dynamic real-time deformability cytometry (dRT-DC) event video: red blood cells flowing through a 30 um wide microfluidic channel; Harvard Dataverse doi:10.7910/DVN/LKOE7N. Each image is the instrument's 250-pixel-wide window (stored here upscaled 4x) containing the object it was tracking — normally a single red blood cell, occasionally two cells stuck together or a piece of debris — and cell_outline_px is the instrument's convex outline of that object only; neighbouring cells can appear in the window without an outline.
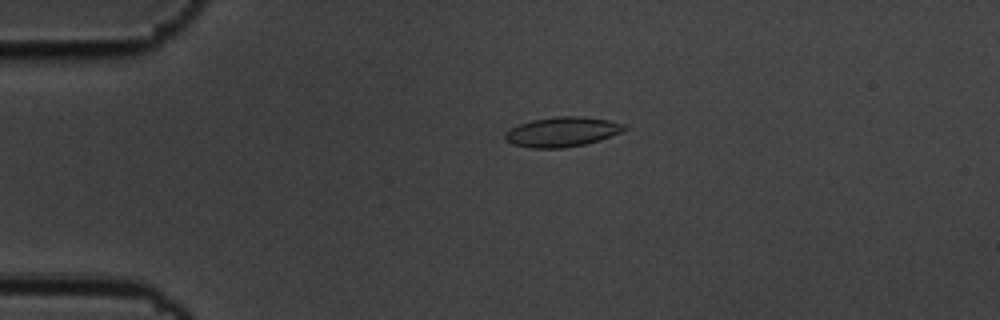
{"species": "common noctule bat (a hibernating species)", "species_latin": "Nyctalus noctula", "temperature_condition": "cold", "stored_images_in_passage": 46, "camera_frame_rate_fps": 3000, "um_per_image_px": 0.085, "animal": {"sex": "male", "body_mass_g": 19.5, "forearm_length_mm": 54.6}, "frame": {"image": 1, "passage_image": 1, "time_ms": 0.0, "image_size_px": [1000, 320], "cell_outline_px": [[628, 128], [620, 132], [600, 140], [584, 144], [564, 148], [528, 148], [512, 144], [504, 140], [504, 136], [512, 128], [520, 124], [532, 120], [556, 116], [584, 116], [608, 120], [628, 124]], "centroid_in_image_um": [47.81, 11.21], "position_along_channel_um": 37.2, "area_um2": 20.75}}
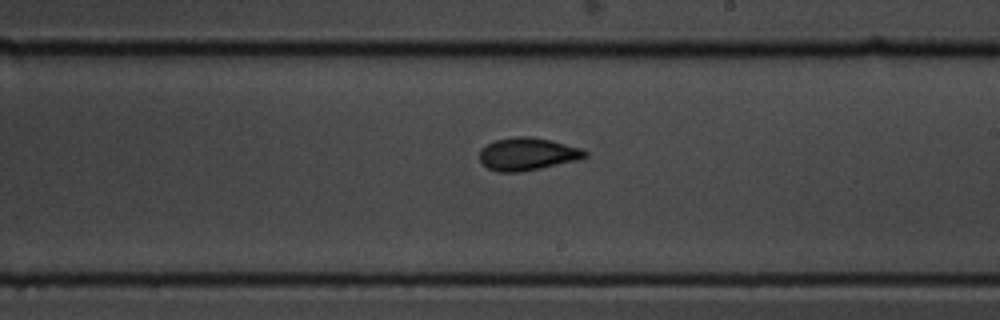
{"frame": {"image": 2, "passage_image": 22, "time_ms": 7.0, "image_size_px": [1000, 320], "cell_outline_px": [[588, 156], [576, 160], [540, 168], [520, 172], [500, 172], [488, 168], [480, 160], [480, 148], [496, 140], [516, 136], [532, 136], [552, 140], [580, 148], [588, 152]], "centroid_in_image_um": [44.83, 13.08], "position_along_channel_um": 244.2, "area_um2": 19.94}}
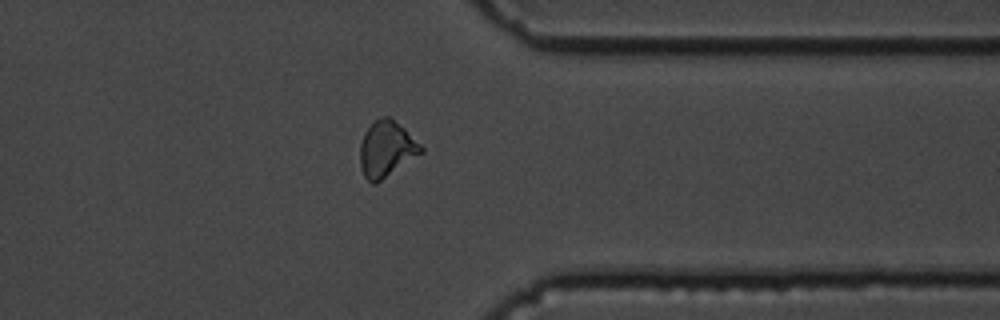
{"frame": {"image": 3, "passage_image": 34, "time_ms": 11.0, "image_size_px": [1000, 320], "cell_outline_px": [[424, 152], [376, 184], [372, 184], [364, 176], [360, 168], [360, 144], [364, 132], [376, 120], [384, 116], [388, 116], [404, 128], [424, 148]], "centroid_in_image_um": [32.84, 12.7], "position_along_channel_um": 378.6, "area_um2": 19.83}, "authors_computed_cell_mechanics": {"area_um2": 19.7098, "velocity_mm_per_s": 3.4887, "shape_relaxation_time_tau1_ms": 3.8552, "shape_relaxation_time_tau2_ms": 1.9959, "deformation_change_tau1": 0.1267, "deformation_change_tau2": 0.0596}}